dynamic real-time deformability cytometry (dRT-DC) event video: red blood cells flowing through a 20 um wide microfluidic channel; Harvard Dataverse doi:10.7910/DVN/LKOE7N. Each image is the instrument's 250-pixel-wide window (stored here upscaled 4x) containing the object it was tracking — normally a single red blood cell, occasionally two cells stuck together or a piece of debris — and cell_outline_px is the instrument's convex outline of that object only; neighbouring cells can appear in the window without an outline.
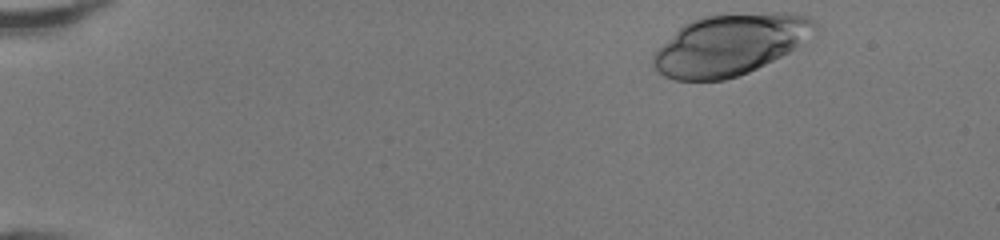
{"species": "human", "species_latin": "Homo sapiens", "temperature_condition": "room temperature", "stored_images_in_passage": 43, "camera_frame_rate_fps": 3000, "um_per_image_px": 0.085, "donor": {"sex": "female"}, "frame": {"image": 1, "passage_image": 1, "time_ms": 0.0, "image_size_px": [1000, 240], "cell_outline_px": [[816, 28], [788, 52], [748, 72], [724, 80], [676, 80], [664, 76], [652, 64], [652, 56], [684, 24], [700, 16], [772, 12], [780, 12], [808, 16], [816, 20]], "centroid_in_image_um": [62.03, 3.79], "position_along_channel_um": 23.0, "area_um2": 56.36}}
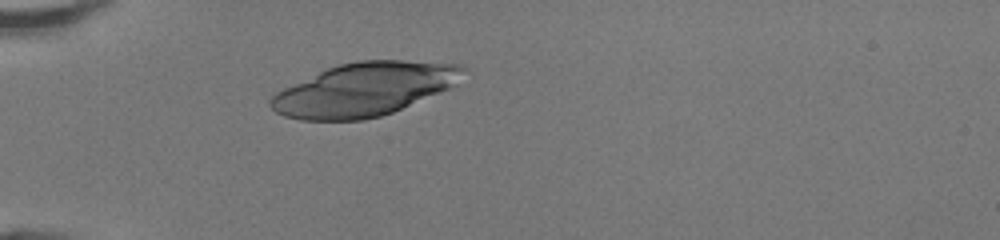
{"frame": {"image": 2, "passage_image": 10, "time_ms": 3.0, "image_size_px": [1000, 240], "cell_outline_px": [[468, 68], [448, 88], [440, 92], [392, 112], [380, 116], [364, 120], [300, 120], [284, 116], [276, 112], [268, 104], [268, 100], [276, 92], [284, 88], [328, 68], [340, 64], [360, 60], [400, 60], [460, 64]], "centroid_in_image_um": [30.93, 7.6], "position_along_channel_um": 54.1, "area_um2": 59.07}}